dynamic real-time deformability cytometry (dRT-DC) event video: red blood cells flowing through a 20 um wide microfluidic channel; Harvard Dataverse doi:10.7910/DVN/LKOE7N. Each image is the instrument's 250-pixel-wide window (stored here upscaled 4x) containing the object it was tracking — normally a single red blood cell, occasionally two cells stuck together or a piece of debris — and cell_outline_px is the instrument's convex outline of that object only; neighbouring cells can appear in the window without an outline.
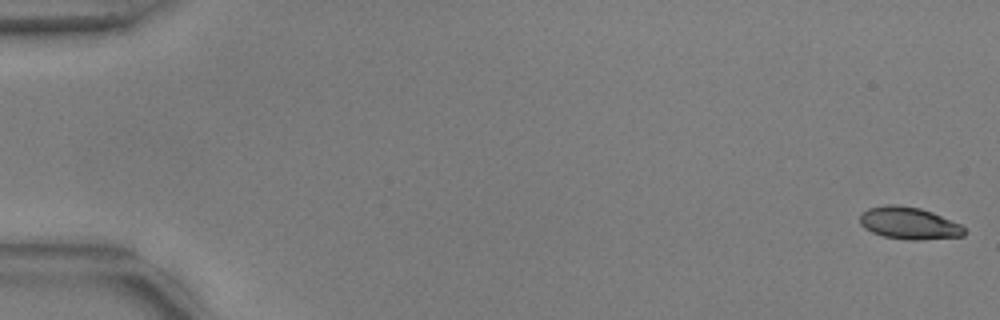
{"species": "common noctule bat (a hibernating species)", "species_latin": "Nyctalus noctula", "temperature_condition": "warm", "stored_images_in_passage": 54, "camera_frame_rate_fps": 3000, "um_per_image_px": 0.085, "animal": {"sex": "male", "body_mass_g": 17.9, "forearm_length_mm": 54.2}, "frame": {"image": 1, "passage_image": 1, "time_ms": 0.0, "image_size_px": [1000, 320], "cell_outline_px": [[964, 236], [916, 240], [908, 240], [884, 236], [872, 232], [864, 228], [860, 224], [860, 212], [868, 208], [884, 204], [900, 204], [920, 208], [932, 212], [960, 224], [964, 228]], "centroid_in_image_um": [77.22, 18.95], "position_along_channel_um": 7.8, "area_um2": 19.65}}
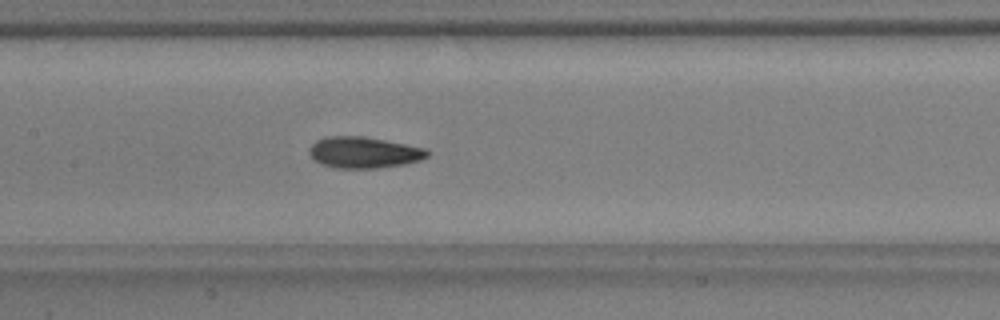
{"frame": {"image": 2, "passage_image": 27, "time_ms": 8.667, "image_size_px": [1000, 320], "cell_outline_px": [[428, 156], [420, 160], [404, 164], [376, 168], [336, 168], [320, 164], [308, 152], [308, 148], [316, 140], [328, 136], [364, 136], [428, 148]], "centroid_in_image_um": [30.93, 12.95], "position_along_channel_um": 176.5, "area_um2": 21.56}}
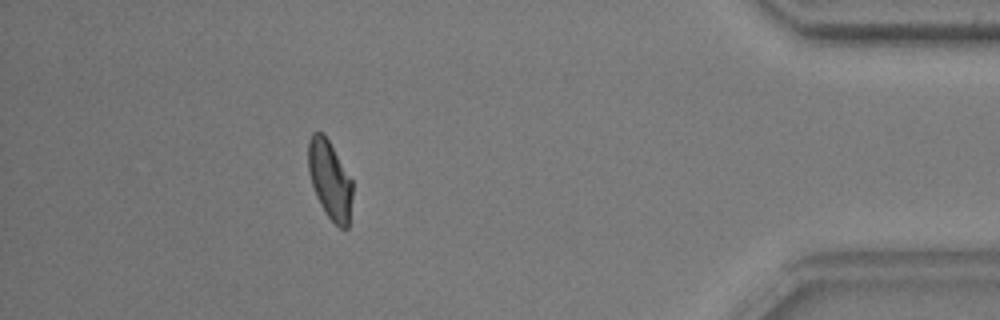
{"frame": {"image": 3, "passage_image": 49, "time_ms": 16.0, "image_size_px": [1000, 320], "cell_outline_px": [[352, 196], [348, 228], [340, 228], [324, 212], [316, 196], [308, 172], [308, 140], [312, 132], [324, 132], [352, 180]], "centroid_in_image_um": [28.02, 15.26], "position_along_channel_um": 407.2, "area_um2": 20.23}, "authors_computed_cell_mechanics": {"area_um2": 20.5768, "velocity_mm_per_s": 3.7592, "shape_relaxation_time_tau1_ms": 5.5915, "shape_relaxation_time_tau2_ms": 1.436, "deformation_change_tau1": 0.1805, "deformation_change_tau2": 0.0692}}